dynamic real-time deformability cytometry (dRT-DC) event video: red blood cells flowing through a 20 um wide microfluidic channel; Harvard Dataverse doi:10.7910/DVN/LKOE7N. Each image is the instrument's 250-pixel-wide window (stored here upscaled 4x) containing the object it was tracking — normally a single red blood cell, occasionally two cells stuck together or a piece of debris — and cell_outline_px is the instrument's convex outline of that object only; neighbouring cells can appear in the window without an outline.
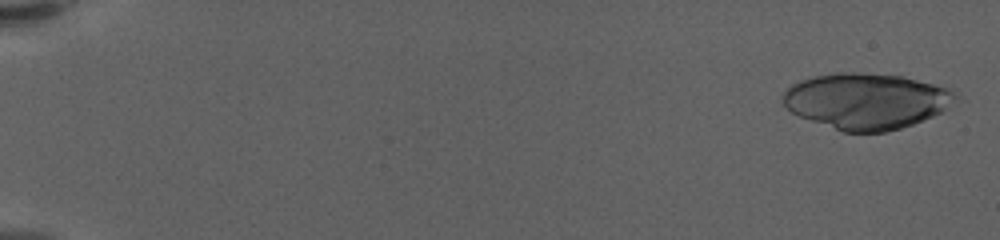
{"species": "human", "species_latin": "Homo sapiens", "temperature_condition": "warm", "stored_images_in_passage": 46, "camera_frame_rate_fps": 3000, "um_per_image_px": 0.085, "donor": {"sex": "female"}, "frame": {"image": 1, "passage_image": 2, "time_ms": 0.333, "image_size_px": [1000, 240], "cell_outline_px": [[952, 96], [944, 108], [940, 112], [932, 116], [912, 124], [900, 128], [884, 132], [844, 132], [800, 116], [792, 112], [784, 104], [784, 92], [792, 84], [800, 80], [812, 76], [836, 72], [856, 72], [900, 76], [932, 84], [944, 88], [952, 92]], "centroid_in_image_um": [73.52, 8.58], "position_along_channel_um": 11.5, "area_um2": 54.85}}
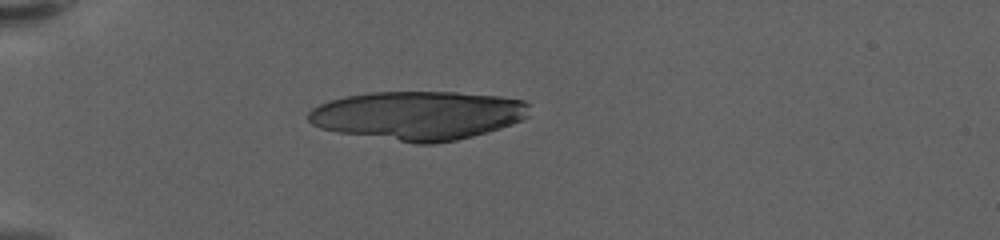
{"frame": {"image": 2, "passage_image": 18, "time_ms": 5.667, "image_size_px": [1000, 240], "cell_outline_px": [[528, 116], [524, 120], [500, 128], [472, 136], [456, 140], [432, 144], [416, 144], [340, 132], [320, 128], [312, 124], [308, 120], [308, 112], [312, 108], [320, 104], [332, 100], [348, 96], [372, 92], [456, 92], [500, 96], [524, 100], [528, 104]], "centroid_in_image_um": [35.57, 9.81], "position_along_channel_um": 49.4, "area_um2": 62.77}}